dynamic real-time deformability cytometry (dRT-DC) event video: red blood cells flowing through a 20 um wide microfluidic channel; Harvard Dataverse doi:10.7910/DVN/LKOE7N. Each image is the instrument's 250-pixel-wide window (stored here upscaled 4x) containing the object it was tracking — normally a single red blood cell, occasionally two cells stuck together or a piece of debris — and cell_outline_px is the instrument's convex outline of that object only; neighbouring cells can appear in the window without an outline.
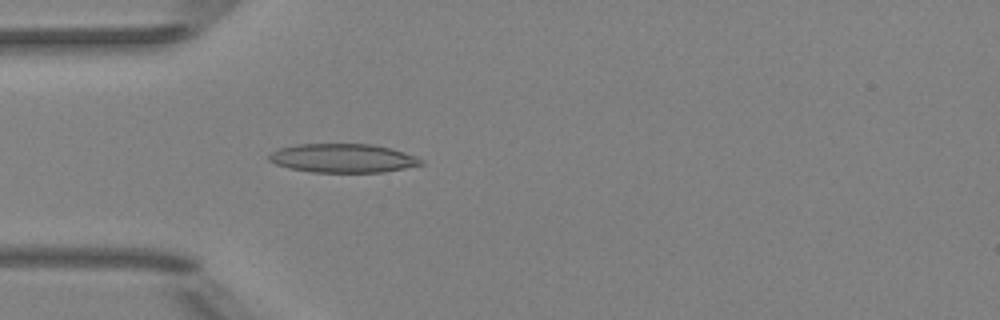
{"species": "Egyptian fruit bat (a non-hibernating species)", "species_latin": "Rousettus aegyptiacus", "temperature_condition": "room temperature", "stored_images_in_passage": 4, "camera_frame_rate_fps": 3000, "um_per_image_px": 0.085, "animal": {"sex": "female"}, "frame": {"image": 1, "passage_image": 4, "time_ms": 3.667, "image_size_px": [1000, 320], "cell_outline_px": [[424, 164], [384, 172], [312, 172], [288, 168], [276, 164], [268, 160], [268, 156], [272, 152], [280, 148], [296, 144], [372, 144], [392, 148], [416, 156], [424, 160]], "centroid_in_image_um": [29.16, 13.44], "position_along_channel_um": 55.8, "area_um2": 25.61}}